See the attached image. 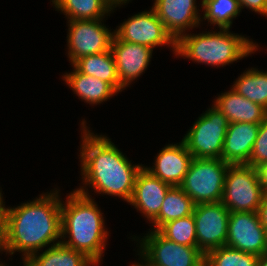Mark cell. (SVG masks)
Instances as JSON below:
<instances>
[{"label": "cell", "instance_id": "22", "mask_svg": "<svg viewBox=\"0 0 267 266\" xmlns=\"http://www.w3.org/2000/svg\"><path fill=\"white\" fill-rule=\"evenodd\" d=\"M194 206L192 199L179 186H172L167 191L159 214L151 221L152 230H158L168 221L193 214Z\"/></svg>", "mask_w": 267, "mask_h": 266}, {"label": "cell", "instance_id": "5", "mask_svg": "<svg viewBox=\"0 0 267 266\" xmlns=\"http://www.w3.org/2000/svg\"><path fill=\"white\" fill-rule=\"evenodd\" d=\"M229 165L222 159L193 158L179 187L195 205L221 202Z\"/></svg>", "mask_w": 267, "mask_h": 266}, {"label": "cell", "instance_id": "35", "mask_svg": "<svg viewBox=\"0 0 267 266\" xmlns=\"http://www.w3.org/2000/svg\"><path fill=\"white\" fill-rule=\"evenodd\" d=\"M3 195L2 191L0 190V227H2V217H3V205L5 202H3Z\"/></svg>", "mask_w": 267, "mask_h": 266}, {"label": "cell", "instance_id": "17", "mask_svg": "<svg viewBox=\"0 0 267 266\" xmlns=\"http://www.w3.org/2000/svg\"><path fill=\"white\" fill-rule=\"evenodd\" d=\"M260 124L229 123L224 139L222 160L230 165L247 164Z\"/></svg>", "mask_w": 267, "mask_h": 266}, {"label": "cell", "instance_id": "31", "mask_svg": "<svg viewBox=\"0 0 267 266\" xmlns=\"http://www.w3.org/2000/svg\"><path fill=\"white\" fill-rule=\"evenodd\" d=\"M258 214L260 216L262 225L267 230V195L263 196L262 204L259 207Z\"/></svg>", "mask_w": 267, "mask_h": 266}, {"label": "cell", "instance_id": "12", "mask_svg": "<svg viewBox=\"0 0 267 266\" xmlns=\"http://www.w3.org/2000/svg\"><path fill=\"white\" fill-rule=\"evenodd\" d=\"M225 246L257 257L265 253L267 230L258 212H230Z\"/></svg>", "mask_w": 267, "mask_h": 266}, {"label": "cell", "instance_id": "16", "mask_svg": "<svg viewBox=\"0 0 267 266\" xmlns=\"http://www.w3.org/2000/svg\"><path fill=\"white\" fill-rule=\"evenodd\" d=\"M155 158L154 166L151 168L144 165L145 169L161 181L179 186L188 172L193 156L181 140L166 145Z\"/></svg>", "mask_w": 267, "mask_h": 266}, {"label": "cell", "instance_id": "25", "mask_svg": "<svg viewBox=\"0 0 267 266\" xmlns=\"http://www.w3.org/2000/svg\"><path fill=\"white\" fill-rule=\"evenodd\" d=\"M201 3L204 11L201 18L219 29H230L232 19L241 12L238 0H202Z\"/></svg>", "mask_w": 267, "mask_h": 266}, {"label": "cell", "instance_id": "9", "mask_svg": "<svg viewBox=\"0 0 267 266\" xmlns=\"http://www.w3.org/2000/svg\"><path fill=\"white\" fill-rule=\"evenodd\" d=\"M103 19L68 21L67 56L71 65L79 58L111 49L115 31L111 32Z\"/></svg>", "mask_w": 267, "mask_h": 266}, {"label": "cell", "instance_id": "19", "mask_svg": "<svg viewBox=\"0 0 267 266\" xmlns=\"http://www.w3.org/2000/svg\"><path fill=\"white\" fill-rule=\"evenodd\" d=\"M73 68L72 72L64 74L62 78L82 101L98 105L118 94L107 82Z\"/></svg>", "mask_w": 267, "mask_h": 266}, {"label": "cell", "instance_id": "20", "mask_svg": "<svg viewBox=\"0 0 267 266\" xmlns=\"http://www.w3.org/2000/svg\"><path fill=\"white\" fill-rule=\"evenodd\" d=\"M72 66L80 73L107 82L117 93L125 89L119 82L115 59L111 49L101 53L83 56L76 60Z\"/></svg>", "mask_w": 267, "mask_h": 266}, {"label": "cell", "instance_id": "29", "mask_svg": "<svg viewBox=\"0 0 267 266\" xmlns=\"http://www.w3.org/2000/svg\"><path fill=\"white\" fill-rule=\"evenodd\" d=\"M240 9L249 8L255 13L267 16V0H238Z\"/></svg>", "mask_w": 267, "mask_h": 266}, {"label": "cell", "instance_id": "24", "mask_svg": "<svg viewBox=\"0 0 267 266\" xmlns=\"http://www.w3.org/2000/svg\"><path fill=\"white\" fill-rule=\"evenodd\" d=\"M231 88L267 110V71L248 69L234 81Z\"/></svg>", "mask_w": 267, "mask_h": 266}, {"label": "cell", "instance_id": "33", "mask_svg": "<svg viewBox=\"0 0 267 266\" xmlns=\"http://www.w3.org/2000/svg\"><path fill=\"white\" fill-rule=\"evenodd\" d=\"M107 3H108V5L112 8V9H114V8H116L117 6L119 7L120 5H123V4H125V3H127V2H129V1H131V0H105Z\"/></svg>", "mask_w": 267, "mask_h": 266}, {"label": "cell", "instance_id": "36", "mask_svg": "<svg viewBox=\"0 0 267 266\" xmlns=\"http://www.w3.org/2000/svg\"><path fill=\"white\" fill-rule=\"evenodd\" d=\"M4 251L3 249V228L0 227V252ZM0 264H3L2 262Z\"/></svg>", "mask_w": 267, "mask_h": 266}, {"label": "cell", "instance_id": "1", "mask_svg": "<svg viewBox=\"0 0 267 266\" xmlns=\"http://www.w3.org/2000/svg\"><path fill=\"white\" fill-rule=\"evenodd\" d=\"M55 189L17 207L3 205V249L6 254L23 253L25 262L33 253L61 242L62 200L60 190Z\"/></svg>", "mask_w": 267, "mask_h": 266}, {"label": "cell", "instance_id": "32", "mask_svg": "<svg viewBox=\"0 0 267 266\" xmlns=\"http://www.w3.org/2000/svg\"><path fill=\"white\" fill-rule=\"evenodd\" d=\"M142 258L141 260L143 259L144 262L141 261L138 262L137 264L136 263H133L131 266H155L147 257H145L140 251H137Z\"/></svg>", "mask_w": 267, "mask_h": 266}, {"label": "cell", "instance_id": "21", "mask_svg": "<svg viewBox=\"0 0 267 266\" xmlns=\"http://www.w3.org/2000/svg\"><path fill=\"white\" fill-rule=\"evenodd\" d=\"M91 262L86 255L61 242L42 253H33L25 261L27 266H88Z\"/></svg>", "mask_w": 267, "mask_h": 266}, {"label": "cell", "instance_id": "34", "mask_svg": "<svg viewBox=\"0 0 267 266\" xmlns=\"http://www.w3.org/2000/svg\"><path fill=\"white\" fill-rule=\"evenodd\" d=\"M257 266H267V252L259 257Z\"/></svg>", "mask_w": 267, "mask_h": 266}, {"label": "cell", "instance_id": "6", "mask_svg": "<svg viewBox=\"0 0 267 266\" xmlns=\"http://www.w3.org/2000/svg\"><path fill=\"white\" fill-rule=\"evenodd\" d=\"M263 196L256 168L247 164L229 165L221 203L230 212H258Z\"/></svg>", "mask_w": 267, "mask_h": 266}, {"label": "cell", "instance_id": "14", "mask_svg": "<svg viewBox=\"0 0 267 266\" xmlns=\"http://www.w3.org/2000/svg\"><path fill=\"white\" fill-rule=\"evenodd\" d=\"M111 51L119 82L125 89L145 72L153 53V49L148 46L122 41L116 35Z\"/></svg>", "mask_w": 267, "mask_h": 266}, {"label": "cell", "instance_id": "4", "mask_svg": "<svg viewBox=\"0 0 267 266\" xmlns=\"http://www.w3.org/2000/svg\"><path fill=\"white\" fill-rule=\"evenodd\" d=\"M184 34L176 41V56L196 63L225 66L258 50V44L244 35L231 33L230 29Z\"/></svg>", "mask_w": 267, "mask_h": 266}, {"label": "cell", "instance_id": "37", "mask_svg": "<svg viewBox=\"0 0 267 266\" xmlns=\"http://www.w3.org/2000/svg\"><path fill=\"white\" fill-rule=\"evenodd\" d=\"M91 265H92V266H97V265H99V263H97V262H93V261H92L88 266H91Z\"/></svg>", "mask_w": 267, "mask_h": 266}, {"label": "cell", "instance_id": "30", "mask_svg": "<svg viewBox=\"0 0 267 266\" xmlns=\"http://www.w3.org/2000/svg\"><path fill=\"white\" fill-rule=\"evenodd\" d=\"M263 193L267 195V161L256 167Z\"/></svg>", "mask_w": 267, "mask_h": 266}, {"label": "cell", "instance_id": "27", "mask_svg": "<svg viewBox=\"0 0 267 266\" xmlns=\"http://www.w3.org/2000/svg\"><path fill=\"white\" fill-rule=\"evenodd\" d=\"M259 257L228 246L205 254L204 266H257Z\"/></svg>", "mask_w": 267, "mask_h": 266}, {"label": "cell", "instance_id": "13", "mask_svg": "<svg viewBox=\"0 0 267 266\" xmlns=\"http://www.w3.org/2000/svg\"><path fill=\"white\" fill-rule=\"evenodd\" d=\"M152 9L175 41L203 21L196 0H155Z\"/></svg>", "mask_w": 267, "mask_h": 266}, {"label": "cell", "instance_id": "23", "mask_svg": "<svg viewBox=\"0 0 267 266\" xmlns=\"http://www.w3.org/2000/svg\"><path fill=\"white\" fill-rule=\"evenodd\" d=\"M54 8L61 11L68 21L103 19L113 9L105 0H52Z\"/></svg>", "mask_w": 267, "mask_h": 266}, {"label": "cell", "instance_id": "2", "mask_svg": "<svg viewBox=\"0 0 267 266\" xmlns=\"http://www.w3.org/2000/svg\"><path fill=\"white\" fill-rule=\"evenodd\" d=\"M83 131L80 145V162L82 183L76 189L79 192H88V188L95 193L117 196L130 202L135 180L143 165H132L131 161L105 135L91 133L82 120ZM87 188V189H85ZM87 190V191H86Z\"/></svg>", "mask_w": 267, "mask_h": 266}, {"label": "cell", "instance_id": "26", "mask_svg": "<svg viewBox=\"0 0 267 266\" xmlns=\"http://www.w3.org/2000/svg\"><path fill=\"white\" fill-rule=\"evenodd\" d=\"M157 231L170 241L180 245L197 247L196 226L193 214L168 221Z\"/></svg>", "mask_w": 267, "mask_h": 266}, {"label": "cell", "instance_id": "8", "mask_svg": "<svg viewBox=\"0 0 267 266\" xmlns=\"http://www.w3.org/2000/svg\"><path fill=\"white\" fill-rule=\"evenodd\" d=\"M145 235L141 240L135 236L132 239L138 241V250L155 266H204L205 255L198 247L170 241L157 230L151 229Z\"/></svg>", "mask_w": 267, "mask_h": 266}, {"label": "cell", "instance_id": "15", "mask_svg": "<svg viewBox=\"0 0 267 266\" xmlns=\"http://www.w3.org/2000/svg\"><path fill=\"white\" fill-rule=\"evenodd\" d=\"M171 187L170 184L153 176L143 166L136 176L133 195L129 203L150 222L159 214L167 191Z\"/></svg>", "mask_w": 267, "mask_h": 266}, {"label": "cell", "instance_id": "18", "mask_svg": "<svg viewBox=\"0 0 267 266\" xmlns=\"http://www.w3.org/2000/svg\"><path fill=\"white\" fill-rule=\"evenodd\" d=\"M214 100V107L228 119L229 123L261 124L267 119L265 108L238 94L232 88L219 94Z\"/></svg>", "mask_w": 267, "mask_h": 266}, {"label": "cell", "instance_id": "28", "mask_svg": "<svg viewBox=\"0 0 267 266\" xmlns=\"http://www.w3.org/2000/svg\"><path fill=\"white\" fill-rule=\"evenodd\" d=\"M267 161V119L260 124L257 138L247 165L256 168Z\"/></svg>", "mask_w": 267, "mask_h": 266}, {"label": "cell", "instance_id": "3", "mask_svg": "<svg viewBox=\"0 0 267 266\" xmlns=\"http://www.w3.org/2000/svg\"><path fill=\"white\" fill-rule=\"evenodd\" d=\"M90 196L89 192L73 190L65 204L61 201V243L100 263L109 232L103 213Z\"/></svg>", "mask_w": 267, "mask_h": 266}, {"label": "cell", "instance_id": "11", "mask_svg": "<svg viewBox=\"0 0 267 266\" xmlns=\"http://www.w3.org/2000/svg\"><path fill=\"white\" fill-rule=\"evenodd\" d=\"M230 211L221 203H200L193 209L197 247L205 255L226 245Z\"/></svg>", "mask_w": 267, "mask_h": 266}, {"label": "cell", "instance_id": "10", "mask_svg": "<svg viewBox=\"0 0 267 266\" xmlns=\"http://www.w3.org/2000/svg\"><path fill=\"white\" fill-rule=\"evenodd\" d=\"M114 31L122 41L145 45L153 50L156 46L166 45L172 47L171 50L176 54V41L166 31L164 24L152 8L129 17Z\"/></svg>", "mask_w": 267, "mask_h": 266}, {"label": "cell", "instance_id": "7", "mask_svg": "<svg viewBox=\"0 0 267 266\" xmlns=\"http://www.w3.org/2000/svg\"><path fill=\"white\" fill-rule=\"evenodd\" d=\"M228 119L212 105L201 114L182 141L193 158L222 159Z\"/></svg>", "mask_w": 267, "mask_h": 266}]
</instances>
